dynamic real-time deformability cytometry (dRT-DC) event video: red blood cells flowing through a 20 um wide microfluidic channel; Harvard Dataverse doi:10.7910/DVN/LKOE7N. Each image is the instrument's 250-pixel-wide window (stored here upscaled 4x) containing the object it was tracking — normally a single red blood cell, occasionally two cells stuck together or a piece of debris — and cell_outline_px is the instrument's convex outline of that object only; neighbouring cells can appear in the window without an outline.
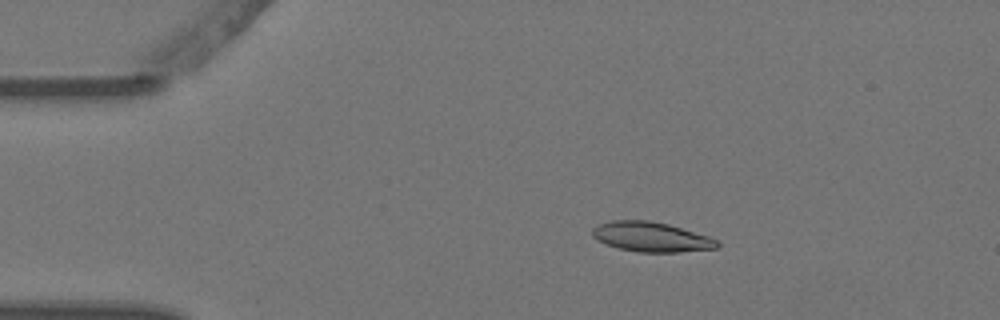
{"species": "Egyptian fruit bat (a non-hibernating species)", "species_latin": "Rousettus aegyptiacus", "temperature_condition": "warm", "stored_images_in_passage": 8, "camera_frame_rate_fps": 3000, "um_per_image_px": 0.085, "animal": {"sex": "female"}, "frame": {"image": 1, "passage_image": 2, "time_ms": 0.333, "image_size_px": [1000, 320], "cell_outline_px": [[720, 244], [716, 248], [680, 252], [640, 252], [616, 248], [596, 240], [592, 236], [592, 228], [600, 224], [612, 220], [648, 220], [668, 224], [708, 236], [716, 240]], "centroid_in_image_um": [55.31, 20.14], "position_along_channel_um": 29.7, "area_um2": 21.62}}
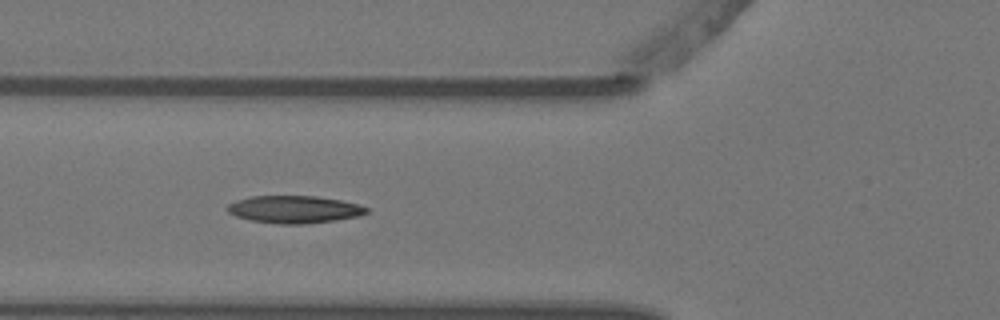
{"frame": {"image": 2, "passage_image": 5, "time_ms": 1.333, "image_size_px": [1000, 320], "cell_outline_px": [[368, 212], [360, 216], [336, 220], [304, 224], [280, 224], [252, 220], [236, 216], [228, 212], [228, 204], [236, 200], [252, 196], [316, 196], [340, 200], [356, 204], [368, 208]], "centroid_in_image_um": [25.02, 17.8], "position_along_channel_um": 100.8, "area_um2": 22.08}}
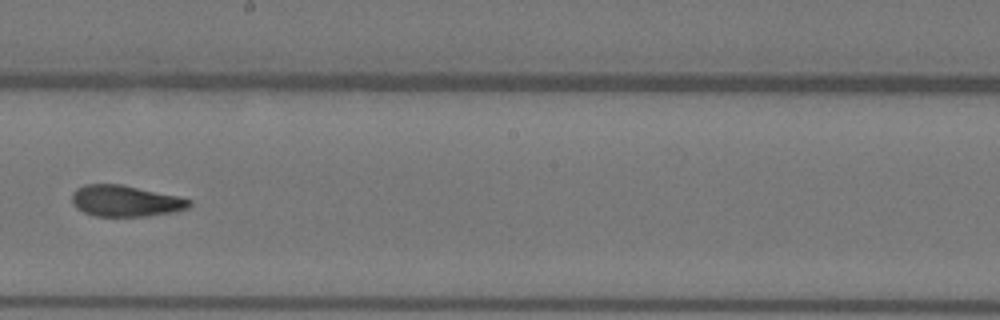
{"frame": {"image": 3, "passage_image": 8, "time_ms": 2.333, "image_size_px": [1000, 320], "cell_outline_px": [[192, 204], [188, 208], [172, 212], [148, 216], [96, 216], [84, 212], [76, 208], [72, 204], [72, 192], [76, 188], [84, 184], [120, 184], [176, 196], [192, 200]], "centroid_in_image_um": [10.62, 17.08], "position_along_channel_um": 237.6, "area_um2": 21.27}}